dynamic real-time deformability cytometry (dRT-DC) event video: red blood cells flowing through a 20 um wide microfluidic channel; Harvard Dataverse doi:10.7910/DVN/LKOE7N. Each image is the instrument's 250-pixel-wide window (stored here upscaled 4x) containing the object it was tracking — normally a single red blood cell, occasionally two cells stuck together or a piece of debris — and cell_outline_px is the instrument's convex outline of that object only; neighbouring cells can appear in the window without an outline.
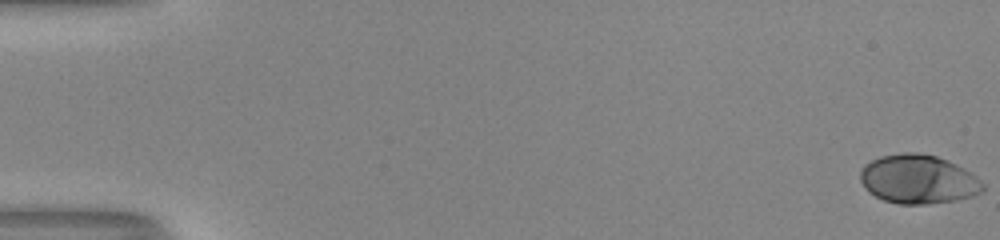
{"species": "human", "species_latin": "Homo sapiens", "temperature_condition": "room temperature", "stored_images_in_passage": 53, "camera_frame_rate_fps": 3000, "um_per_image_px": 0.085, "donor": {"sex": "male"}, "frame": {"image": 1, "passage_image": 1, "time_ms": 0.0, "image_size_px": [1000, 240], "cell_outline_px": [[984, 192], [972, 196], [956, 200], [924, 204], [900, 204], [884, 200], [868, 192], [864, 188], [860, 180], [860, 172], [864, 164], [880, 156], [904, 152], [920, 152], [936, 156], [948, 160], [964, 168], [976, 176], [984, 184]], "centroid_in_image_um": [78.05, 15.23], "position_along_channel_um": 7.0, "area_um2": 35.2}}
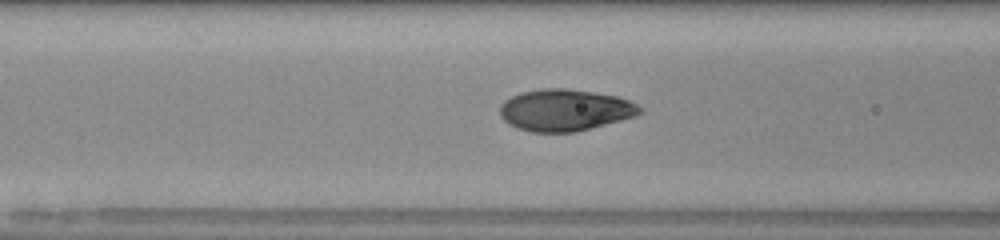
{"frame": {"image": 2, "passage_image": 23, "time_ms": 7.333, "image_size_px": [1000, 240], "cell_outline_px": [[644, 112], [636, 116], [592, 128], [576, 132], [532, 132], [516, 128], [508, 124], [500, 116], [500, 104], [504, 100], [520, 92], [540, 88], [564, 88], [592, 92], [616, 96], [628, 100], [644, 108]], "centroid_in_image_um": [48.01, 9.36], "position_along_channel_um": 118.6, "area_um2": 34.28}}
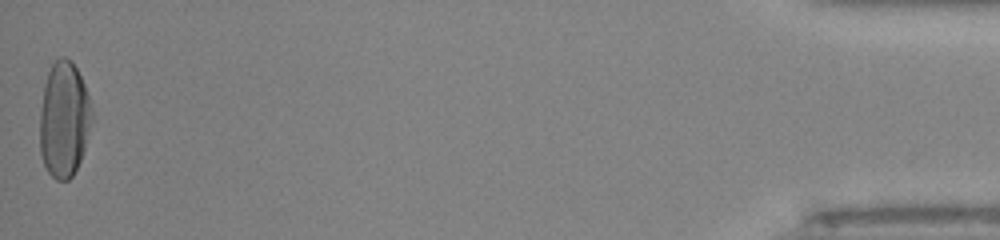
{"frame": {"image": 3, "passage_image": 53, "time_ms": 17.333, "image_size_px": [1000, 240], "cell_outline_px": [[92, 120], [84, 148], [80, 160], [72, 176], [68, 180], [56, 180], [48, 172], [44, 164], [40, 152], [40, 112], [44, 84], [48, 72], [52, 64], [60, 56], [64, 56], [76, 68], [84, 84], [88, 96], [92, 112]], "centroid_in_image_um": [5.42, 10.16], "position_along_channel_um": 429.8, "area_um2": 34.74}, "authors_computed_cell_mechanics": {"area_um2": 33.9286, "velocity_mm_per_s": 4.0564, "shape_relaxation_time_tau1_ms": 3.8896, "shape_relaxation_time_tau2_ms": null, "deformation_change_tau1": 0.2004, "deformation_change_tau2": null}}